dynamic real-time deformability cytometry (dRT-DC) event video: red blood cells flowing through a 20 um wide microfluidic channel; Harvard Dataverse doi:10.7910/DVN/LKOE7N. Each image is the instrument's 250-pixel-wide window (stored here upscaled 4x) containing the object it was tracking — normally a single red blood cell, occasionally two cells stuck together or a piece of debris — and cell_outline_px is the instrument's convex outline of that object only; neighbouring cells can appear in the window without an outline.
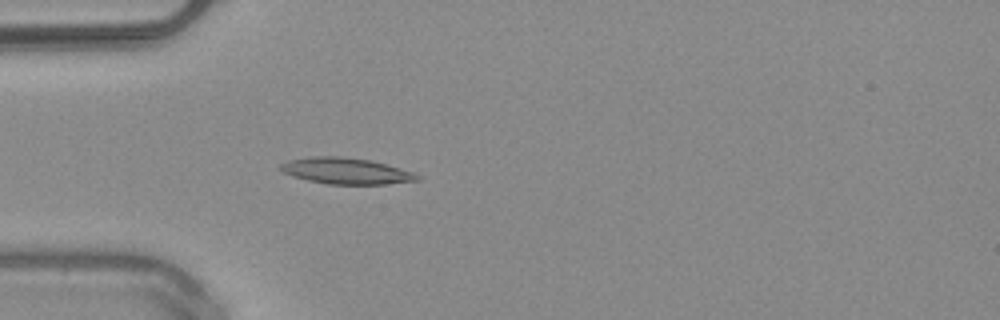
{"species": "common noctule bat (a hibernating species)", "species_latin": "Nyctalus noctula", "temperature_condition": "warm", "stored_images_in_passage": 50, "camera_frame_rate_fps": 3000, "um_per_image_px": 0.085, "animal": {"sex": "male", "body_mass_g": 20.4}, "frame": {"image": 1, "passage_image": 15, "time_ms": 4.667, "image_size_px": [1000, 320], "cell_outline_px": [[420, 180], [384, 184], [328, 184], [308, 180], [292, 176], [276, 168], [280, 164], [288, 160], [312, 156], [340, 156], [372, 160], [416, 172], [420, 176]], "centroid_in_image_um": [29.42, 14.52], "position_along_channel_um": 55.6, "area_um2": 21.1}}
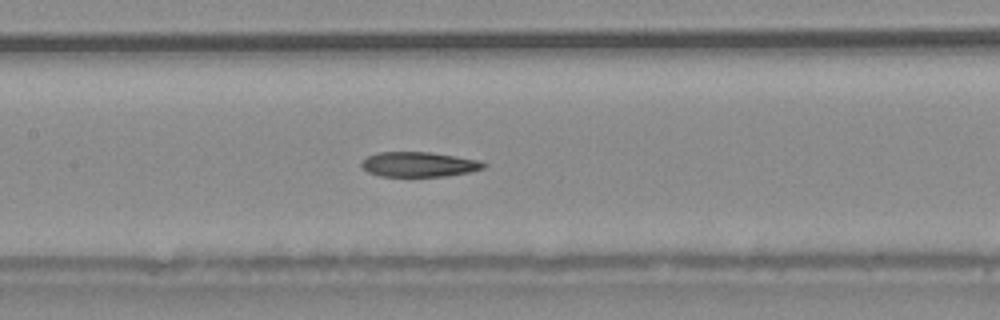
{"frame": {"image": 2, "passage_image": 24, "time_ms": 7.667, "image_size_px": [1000, 320], "cell_outline_px": [[488, 164], [484, 168], [468, 172], [448, 176], [380, 176], [368, 172], [360, 164], [360, 160], [376, 152], [432, 152], [480, 160]], "centroid_in_image_um": [35.6, 13.96], "position_along_channel_um": 171.8, "area_um2": 17.86}}
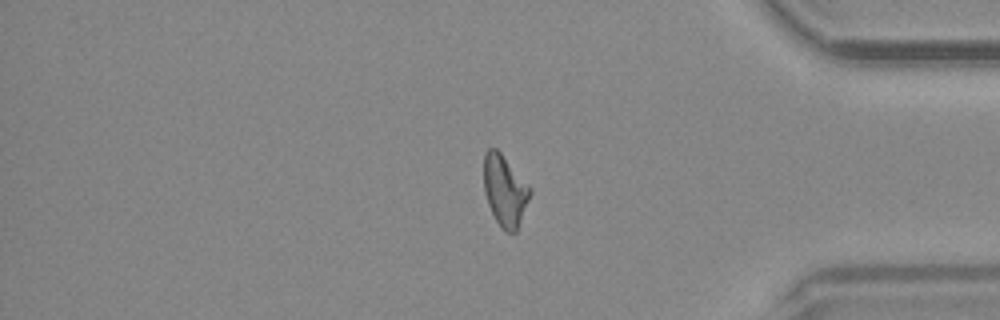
{"frame": {"image": 3, "passage_image": 42, "time_ms": 13.667, "image_size_px": [1000, 320], "cell_outline_px": [[532, 192], [516, 232], [508, 232], [496, 220], [488, 204], [484, 192], [484, 152], [488, 148], [496, 148], [500, 152], [532, 188]], "centroid_in_image_um": [42.91, 16.16], "position_along_channel_um": 392.3, "area_um2": 18.96}, "authors_computed_cell_mechanics": {"area_um2": 19.3052, "velocity_mm_per_s": 4.0577, "shape_relaxation_time_tau1_ms": null, "shape_relaxation_time_tau2_ms": 6.3299, "deformation_change_tau1": null, "deformation_change_tau2": 0.1793}}